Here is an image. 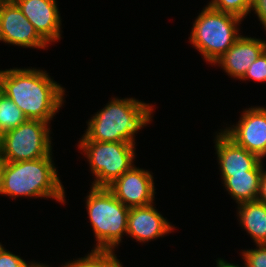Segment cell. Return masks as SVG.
<instances>
[{"label":"cell","instance_id":"obj_20","mask_svg":"<svg viewBox=\"0 0 266 267\" xmlns=\"http://www.w3.org/2000/svg\"><path fill=\"white\" fill-rule=\"evenodd\" d=\"M256 247L242 251L245 267H266V244H257Z\"/></svg>","mask_w":266,"mask_h":267},{"label":"cell","instance_id":"obj_1","mask_svg":"<svg viewBox=\"0 0 266 267\" xmlns=\"http://www.w3.org/2000/svg\"><path fill=\"white\" fill-rule=\"evenodd\" d=\"M5 96L11 99L27 119L50 123L63 106L65 90L44 70H2Z\"/></svg>","mask_w":266,"mask_h":267},{"label":"cell","instance_id":"obj_16","mask_svg":"<svg viewBox=\"0 0 266 267\" xmlns=\"http://www.w3.org/2000/svg\"><path fill=\"white\" fill-rule=\"evenodd\" d=\"M237 214L255 244H266V204L259 201L240 203Z\"/></svg>","mask_w":266,"mask_h":267},{"label":"cell","instance_id":"obj_6","mask_svg":"<svg viewBox=\"0 0 266 267\" xmlns=\"http://www.w3.org/2000/svg\"><path fill=\"white\" fill-rule=\"evenodd\" d=\"M86 155L96 177L92 187H108L134 164L135 144L128 142H96L85 135L77 145Z\"/></svg>","mask_w":266,"mask_h":267},{"label":"cell","instance_id":"obj_15","mask_svg":"<svg viewBox=\"0 0 266 267\" xmlns=\"http://www.w3.org/2000/svg\"><path fill=\"white\" fill-rule=\"evenodd\" d=\"M263 170L239 174H221L225 189L236 203L257 201Z\"/></svg>","mask_w":266,"mask_h":267},{"label":"cell","instance_id":"obj_5","mask_svg":"<svg viewBox=\"0 0 266 267\" xmlns=\"http://www.w3.org/2000/svg\"><path fill=\"white\" fill-rule=\"evenodd\" d=\"M239 16L212 9L208 4L195 19L190 42L209 64L215 63L241 36Z\"/></svg>","mask_w":266,"mask_h":267},{"label":"cell","instance_id":"obj_3","mask_svg":"<svg viewBox=\"0 0 266 267\" xmlns=\"http://www.w3.org/2000/svg\"><path fill=\"white\" fill-rule=\"evenodd\" d=\"M152 105L135 98H113L87 122L84 135L96 142L135 143V134L152 120Z\"/></svg>","mask_w":266,"mask_h":267},{"label":"cell","instance_id":"obj_22","mask_svg":"<svg viewBox=\"0 0 266 267\" xmlns=\"http://www.w3.org/2000/svg\"><path fill=\"white\" fill-rule=\"evenodd\" d=\"M35 262H26L20 256L7 251L3 246L0 249V267H32Z\"/></svg>","mask_w":266,"mask_h":267},{"label":"cell","instance_id":"obj_19","mask_svg":"<svg viewBox=\"0 0 266 267\" xmlns=\"http://www.w3.org/2000/svg\"><path fill=\"white\" fill-rule=\"evenodd\" d=\"M254 0H211L208 5L217 11L230 13L244 19L251 13Z\"/></svg>","mask_w":266,"mask_h":267},{"label":"cell","instance_id":"obj_12","mask_svg":"<svg viewBox=\"0 0 266 267\" xmlns=\"http://www.w3.org/2000/svg\"><path fill=\"white\" fill-rule=\"evenodd\" d=\"M215 148L221 174H239L264 170L263 161L233 141L223 130L215 136Z\"/></svg>","mask_w":266,"mask_h":267},{"label":"cell","instance_id":"obj_13","mask_svg":"<svg viewBox=\"0 0 266 267\" xmlns=\"http://www.w3.org/2000/svg\"><path fill=\"white\" fill-rule=\"evenodd\" d=\"M153 207L147 206L130 208L127 222V234L139 242L164 237L171 233L174 227Z\"/></svg>","mask_w":266,"mask_h":267},{"label":"cell","instance_id":"obj_21","mask_svg":"<svg viewBox=\"0 0 266 267\" xmlns=\"http://www.w3.org/2000/svg\"><path fill=\"white\" fill-rule=\"evenodd\" d=\"M247 79L266 82V50L250 65L240 80L246 81Z\"/></svg>","mask_w":266,"mask_h":267},{"label":"cell","instance_id":"obj_11","mask_svg":"<svg viewBox=\"0 0 266 267\" xmlns=\"http://www.w3.org/2000/svg\"><path fill=\"white\" fill-rule=\"evenodd\" d=\"M47 43L61 38V17L56 0H13Z\"/></svg>","mask_w":266,"mask_h":267},{"label":"cell","instance_id":"obj_4","mask_svg":"<svg viewBox=\"0 0 266 267\" xmlns=\"http://www.w3.org/2000/svg\"><path fill=\"white\" fill-rule=\"evenodd\" d=\"M86 208L96 237L94 249L114 250L127 234L130 208L120 202L107 187H91Z\"/></svg>","mask_w":266,"mask_h":267},{"label":"cell","instance_id":"obj_23","mask_svg":"<svg viewBox=\"0 0 266 267\" xmlns=\"http://www.w3.org/2000/svg\"><path fill=\"white\" fill-rule=\"evenodd\" d=\"M251 10L255 11L254 13L266 30V0H254Z\"/></svg>","mask_w":266,"mask_h":267},{"label":"cell","instance_id":"obj_17","mask_svg":"<svg viewBox=\"0 0 266 267\" xmlns=\"http://www.w3.org/2000/svg\"><path fill=\"white\" fill-rule=\"evenodd\" d=\"M114 250L93 249L87 256L68 261L62 267H123Z\"/></svg>","mask_w":266,"mask_h":267},{"label":"cell","instance_id":"obj_29","mask_svg":"<svg viewBox=\"0 0 266 267\" xmlns=\"http://www.w3.org/2000/svg\"><path fill=\"white\" fill-rule=\"evenodd\" d=\"M2 164H3V160H2L1 157H0V172H1Z\"/></svg>","mask_w":266,"mask_h":267},{"label":"cell","instance_id":"obj_27","mask_svg":"<svg viewBox=\"0 0 266 267\" xmlns=\"http://www.w3.org/2000/svg\"><path fill=\"white\" fill-rule=\"evenodd\" d=\"M4 136H5V131L0 126V152H1V149H2V146H3Z\"/></svg>","mask_w":266,"mask_h":267},{"label":"cell","instance_id":"obj_14","mask_svg":"<svg viewBox=\"0 0 266 267\" xmlns=\"http://www.w3.org/2000/svg\"><path fill=\"white\" fill-rule=\"evenodd\" d=\"M266 50V41L241 35L215 63L231 77L241 79L250 65Z\"/></svg>","mask_w":266,"mask_h":267},{"label":"cell","instance_id":"obj_10","mask_svg":"<svg viewBox=\"0 0 266 267\" xmlns=\"http://www.w3.org/2000/svg\"><path fill=\"white\" fill-rule=\"evenodd\" d=\"M153 178L148 170L134 165L107 188L128 208L147 206L154 203Z\"/></svg>","mask_w":266,"mask_h":267},{"label":"cell","instance_id":"obj_18","mask_svg":"<svg viewBox=\"0 0 266 267\" xmlns=\"http://www.w3.org/2000/svg\"><path fill=\"white\" fill-rule=\"evenodd\" d=\"M27 120L23 112L8 97L0 100V126L6 132L18 127Z\"/></svg>","mask_w":266,"mask_h":267},{"label":"cell","instance_id":"obj_26","mask_svg":"<svg viewBox=\"0 0 266 267\" xmlns=\"http://www.w3.org/2000/svg\"><path fill=\"white\" fill-rule=\"evenodd\" d=\"M5 96V89L2 80V70H0V100Z\"/></svg>","mask_w":266,"mask_h":267},{"label":"cell","instance_id":"obj_2","mask_svg":"<svg viewBox=\"0 0 266 267\" xmlns=\"http://www.w3.org/2000/svg\"><path fill=\"white\" fill-rule=\"evenodd\" d=\"M49 156L27 161H3L0 194L14 199L19 196L52 198L65 204V190Z\"/></svg>","mask_w":266,"mask_h":267},{"label":"cell","instance_id":"obj_7","mask_svg":"<svg viewBox=\"0 0 266 267\" xmlns=\"http://www.w3.org/2000/svg\"><path fill=\"white\" fill-rule=\"evenodd\" d=\"M49 123L27 119L5 132L0 157L5 162L40 159L52 153Z\"/></svg>","mask_w":266,"mask_h":267},{"label":"cell","instance_id":"obj_8","mask_svg":"<svg viewBox=\"0 0 266 267\" xmlns=\"http://www.w3.org/2000/svg\"><path fill=\"white\" fill-rule=\"evenodd\" d=\"M0 36L2 42L24 48L48 46L13 0H4L0 5Z\"/></svg>","mask_w":266,"mask_h":267},{"label":"cell","instance_id":"obj_9","mask_svg":"<svg viewBox=\"0 0 266 267\" xmlns=\"http://www.w3.org/2000/svg\"><path fill=\"white\" fill-rule=\"evenodd\" d=\"M223 131L261 160L266 157V108L251 106L243 110L236 126L226 127Z\"/></svg>","mask_w":266,"mask_h":267},{"label":"cell","instance_id":"obj_24","mask_svg":"<svg viewBox=\"0 0 266 267\" xmlns=\"http://www.w3.org/2000/svg\"><path fill=\"white\" fill-rule=\"evenodd\" d=\"M257 201L266 204V171L263 170Z\"/></svg>","mask_w":266,"mask_h":267},{"label":"cell","instance_id":"obj_28","mask_svg":"<svg viewBox=\"0 0 266 267\" xmlns=\"http://www.w3.org/2000/svg\"><path fill=\"white\" fill-rule=\"evenodd\" d=\"M32 267H49L48 265L46 264H40V263H35Z\"/></svg>","mask_w":266,"mask_h":267},{"label":"cell","instance_id":"obj_25","mask_svg":"<svg viewBox=\"0 0 266 267\" xmlns=\"http://www.w3.org/2000/svg\"><path fill=\"white\" fill-rule=\"evenodd\" d=\"M216 262H217L216 263L217 264L216 267H241L240 265L238 266V265L229 263V262H227V261H225L223 259H218V260H216ZM243 267H245V265Z\"/></svg>","mask_w":266,"mask_h":267}]
</instances>
